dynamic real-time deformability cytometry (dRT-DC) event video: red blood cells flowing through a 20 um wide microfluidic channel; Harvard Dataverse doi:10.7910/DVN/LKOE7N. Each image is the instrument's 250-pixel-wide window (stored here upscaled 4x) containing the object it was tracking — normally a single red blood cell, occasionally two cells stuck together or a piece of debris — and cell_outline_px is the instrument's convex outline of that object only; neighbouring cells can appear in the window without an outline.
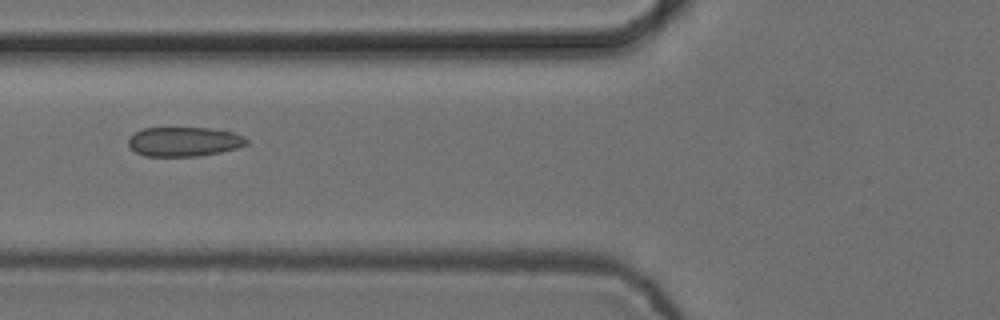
{"species": "common noctule bat (a hibernating species)", "species_latin": "Nyctalus noctula", "temperature_condition": "cold", "stored_images_in_passage": 6, "camera_frame_rate_fps": 3000, "um_per_image_px": 0.085, "animal": {"sex": "female", "body_mass_g": 24.6, "forearm_length_mm": 56.2}, "frame": {"image": 1, "passage_image": 5, "time_ms": 1.333, "image_size_px": [1000, 320], "cell_outline_px": [[248, 144], [236, 148], [220, 152], [200, 156], [144, 156], [136, 152], [128, 144], [128, 136], [144, 128], [208, 128], [232, 132], [244, 136], [248, 140]], "centroid_in_image_um": [15.64, 12.04], "position_along_channel_um": 110.2, "area_um2": 20.23}}
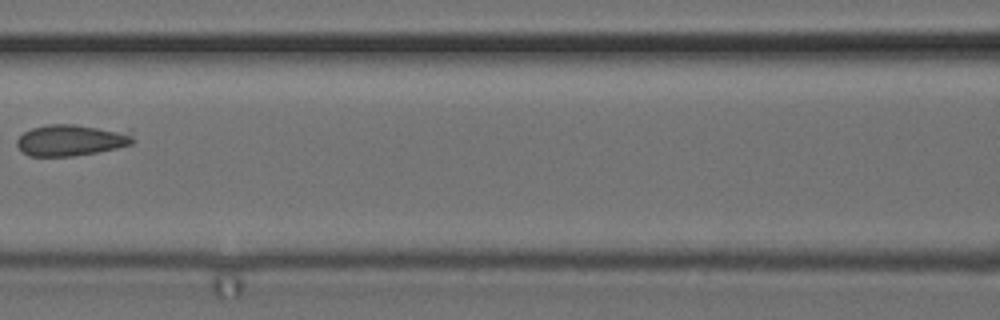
{"frame": {"image": 2, "passage_image": 6, "time_ms": 1.667, "image_size_px": [1000, 320], "cell_outline_px": [[132, 144], [116, 148], [96, 152], [72, 156], [28, 156], [20, 152], [16, 144], [16, 140], [24, 132], [32, 128], [48, 124], [72, 124], [132, 128]], "centroid_in_image_um": [6.12, 11.88], "position_along_channel_um": 160.5, "area_um2": 21.96}}